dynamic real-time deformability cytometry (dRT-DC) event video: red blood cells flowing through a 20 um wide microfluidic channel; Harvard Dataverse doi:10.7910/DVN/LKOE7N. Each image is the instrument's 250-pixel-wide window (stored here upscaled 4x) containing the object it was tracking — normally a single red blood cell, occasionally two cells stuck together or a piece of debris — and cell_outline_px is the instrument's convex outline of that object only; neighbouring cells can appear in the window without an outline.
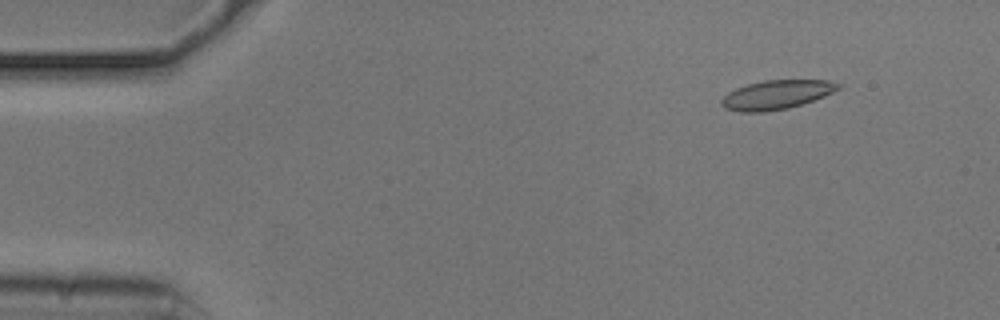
{"species": "common noctule bat (a hibernating species)", "species_latin": "Nyctalus noctula", "temperature_condition": "cold", "stored_images_in_passage": 7, "camera_frame_rate_fps": 3000, "um_per_image_px": 0.085, "animal": {"sex": "male", "body_mass_g": 20.5, "forearm_length_mm": 52.5}, "frame": {"image": 1, "passage_image": 1, "time_ms": 0.0, "image_size_px": [1000, 320], "cell_outline_px": [[844, 84], [840, 88], [824, 96], [788, 108], [764, 112], [740, 112], [724, 108], [720, 104], [720, 100], [728, 92], [736, 88], [748, 84], [764, 80], [828, 80]], "centroid_in_image_um": [65.99, 8.05], "position_along_channel_um": 19.0, "area_um2": 19.77}}